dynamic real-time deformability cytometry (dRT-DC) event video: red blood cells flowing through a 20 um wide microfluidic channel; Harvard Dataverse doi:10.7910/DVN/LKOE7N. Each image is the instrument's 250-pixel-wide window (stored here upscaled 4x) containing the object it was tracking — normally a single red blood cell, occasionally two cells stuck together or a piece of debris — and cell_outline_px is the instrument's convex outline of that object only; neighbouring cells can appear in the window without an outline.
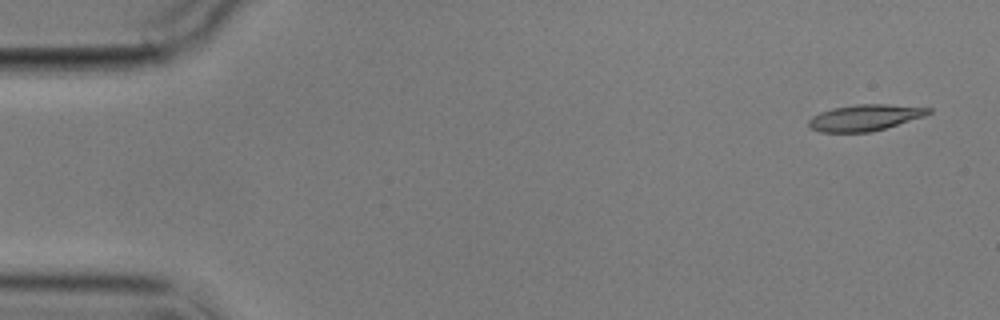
{"species": "common noctule bat (a hibernating species)", "species_latin": "Nyctalus noctula", "temperature_condition": "cold", "stored_images_in_passage": 6, "camera_frame_rate_fps": 3000, "um_per_image_px": 0.085, "animal": {"sex": "male", "body_mass_g": 17.9}, "frame": {"image": 1, "passage_image": 1, "time_ms": 0.0, "image_size_px": [1000, 320], "cell_outline_px": [[932, 112], [924, 116], [872, 132], [820, 132], [812, 128], [808, 124], [808, 120], [812, 116], [820, 112], [832, 108], [856, 104], [888, 104], [932, 108]], "centroid_in_image_um": [73.51, 9.99], "position_along_channel_um": 11.5, "area_um2": 18.26}}
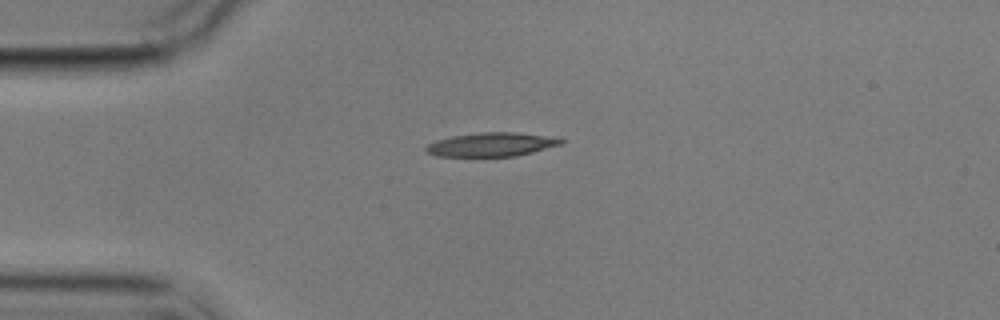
{"frame": {"image": 2, "passage_image": 4, "time_ms": 3.667, "image_size_px": [1000, 320], "cell_outline_px": [[568, 140], [564, 144], [516, 156], [436, 156], [428, 152], [424, 148], [428, 144], [436, 140], [452, 136], [480, 132], [516, 132], [560, 136]], "centroid_in_image_um": [41.91, 12.26], "position_along_channel_um": 43.1, "area_um2": 19.13}}
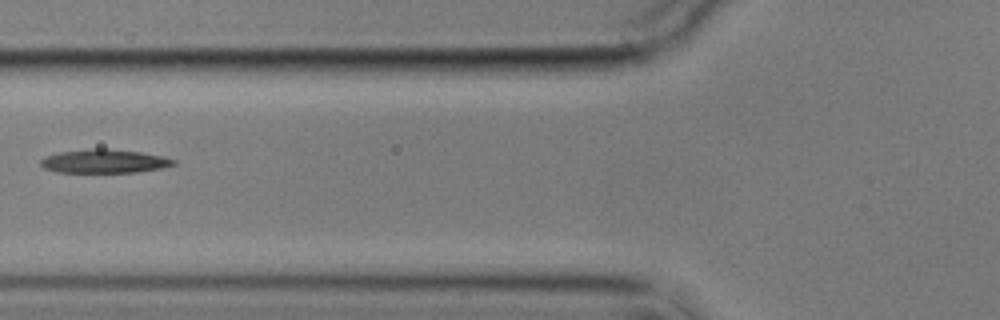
{"frame": {"image": 3, "passage_image": 6, "time_ms": 6.333, "image_size_px": [1000, 320], "cell_outline_px": [[176, 164], [160, 168], [136, 172], [56, 172], [44, 168], [40, 164], [40, 160], [48, 156], [60, 152], [96, 148], [104, 148], [140, 152], [160, 156], [176, 160]], "centroid_in_image_um": [8.85, 13.7], "position_along_channel_um": 116.9, "area_um2": 18.03}}